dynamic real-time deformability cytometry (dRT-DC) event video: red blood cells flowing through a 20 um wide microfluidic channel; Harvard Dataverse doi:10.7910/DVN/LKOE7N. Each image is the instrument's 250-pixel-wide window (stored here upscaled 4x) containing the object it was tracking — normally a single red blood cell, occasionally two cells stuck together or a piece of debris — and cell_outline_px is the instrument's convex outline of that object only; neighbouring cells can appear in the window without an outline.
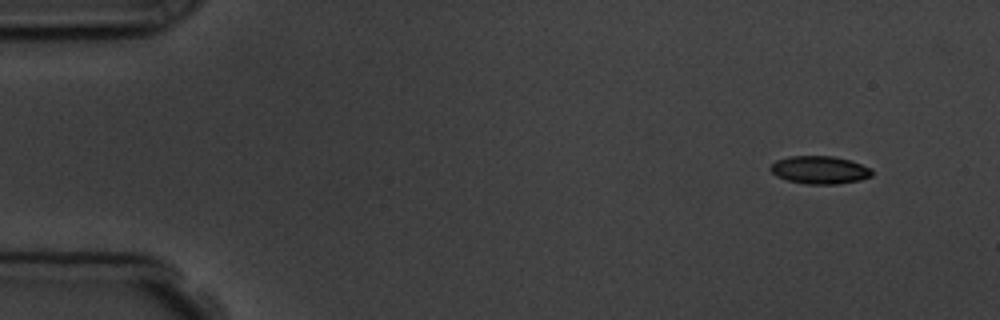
{"species": "common noctule bat (a hibernating species)", "species_latin": "Nyctalus noctula", "temperature_condition": "room temperature", "stored_images_in_passage": 4, "camera_frame_rate_fps": 3000, "um_per_image_px": 0.085, "animal": {"sex": "male", "body_mass_g": 19.5, "forearm_length_mm": 54.6}, "frame": {"image": 1, "passage_image": 1, "time_ms": 0.0, "image_size_px": [1000, 320], "cell_outline_px": [[872, 176], [860, 180], [836, 184], [804, 184], [788, 180], [776, 176], [768, 168], [776, 160], [788, 156], [832, 156], [852, 160], [872, 168]], "centroid_in_image_um": [69.68, 14.44], "position_along_channel_um": 15.3, "area_um2": 16.65}}
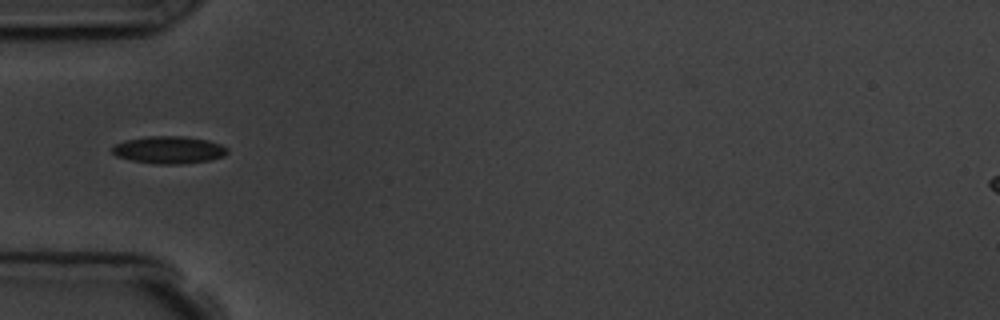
{"frame": {"image": 2, "passage_image": 4, "time_ms": 4.333, "image_size_px": [1000, 320], "cell_outline_px": [[228, 152], [224, 156], [208, 160], [180, 164], [156, 164], [132, 160], [116, 156], [112, 152], [112, 148], [116, 144], [124, 140], [148, 136], [184, 136], [208, 140], [220, 144], [228, 148]], "centroid_in_image_um": [14.36, 12.73], "position_along_channel_um": 70.6, "area_um2": 18.32}}